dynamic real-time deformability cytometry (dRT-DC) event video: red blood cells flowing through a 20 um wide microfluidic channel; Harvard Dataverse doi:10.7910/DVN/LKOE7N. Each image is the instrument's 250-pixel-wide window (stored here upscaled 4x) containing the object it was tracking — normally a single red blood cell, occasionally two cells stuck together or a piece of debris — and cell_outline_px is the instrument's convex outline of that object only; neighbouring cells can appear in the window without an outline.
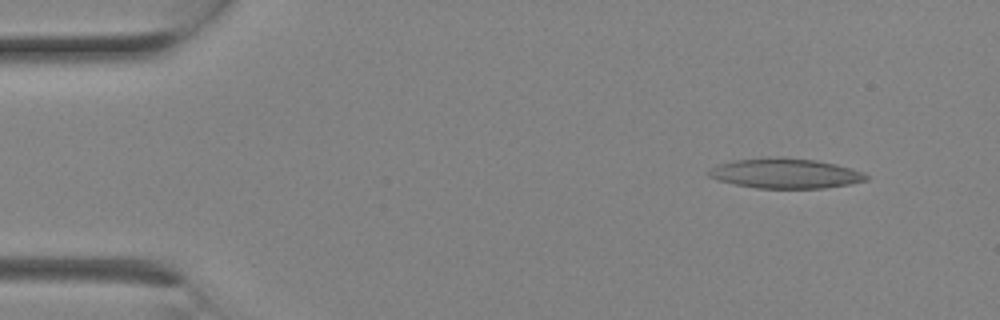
{"species": "Egyptian fruit bat (a non-hibernating species)", "species_latin": "Rousettus aegyptiacus", "temperature_condition": "room temperature", "stored_images_in_passage": 3, "camera_frame_rate_fps": 3000, "um_per_image_px": 0.085, "animal": {"sex": "female"}, "frame": {"image": 1, "passage_image": 3, "time_ms": 0.667, "image_size_px": [1000, 320], "cell_outline_px": [[868, 180], [848, 184], [824, 188], [756, 188], [716, 180], [708, 176], [704, 172], [720, 164], [736, 160], [780, 156], [784, 156], [816, 160], [836, 164], [852, 168], [864, 172], [868, 176]], "centroid_in_image_um": [66.76, 14.73], "position_along_channel_um": 18.2, "area_um2": 27.63}}